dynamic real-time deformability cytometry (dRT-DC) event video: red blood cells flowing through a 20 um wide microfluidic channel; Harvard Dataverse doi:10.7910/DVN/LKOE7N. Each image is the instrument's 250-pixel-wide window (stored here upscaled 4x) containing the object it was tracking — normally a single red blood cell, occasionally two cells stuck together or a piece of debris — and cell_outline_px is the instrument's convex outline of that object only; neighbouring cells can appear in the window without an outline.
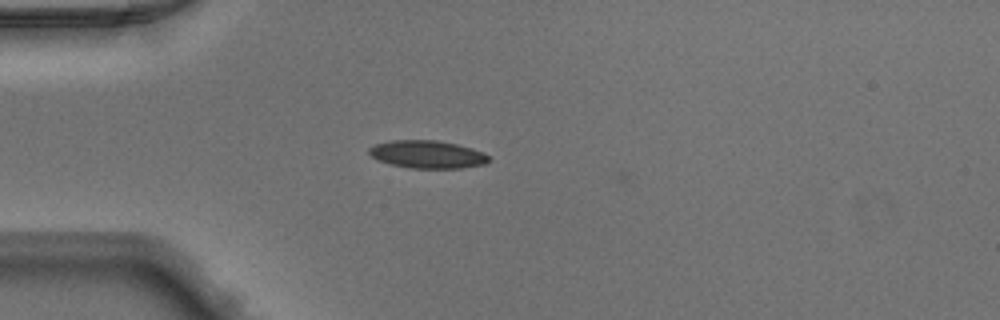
{"species": "Egyptian fruit bat (a non-hibernating species)", "species_latin": "Rousettus aegyptiacus", "temperature_condition": "warm", "stored_images_in_passage": 3, "camera_frame_rate_fps": 3000, "um_per_image_px": 0.085, "animal": {"sex": "male"}, "frame": {"image": 1, "passage_image": 1, "time_ms": 0.0, "image_size_px": [1000, 320], "cell_outline_px": [[492, 160], [484, 164], [460, 168], [408, 168], [392, 164], [380, 160], [372, 156], [368, 152], [368, 148], [376, 144], [392, 140], [436, 140], [456, 144], [472, 148], [484, 152]], "centroid_in_image_um": [36.36, 13.12], "position_along_channel_um": 48.6, "area_um2": 19.31}}